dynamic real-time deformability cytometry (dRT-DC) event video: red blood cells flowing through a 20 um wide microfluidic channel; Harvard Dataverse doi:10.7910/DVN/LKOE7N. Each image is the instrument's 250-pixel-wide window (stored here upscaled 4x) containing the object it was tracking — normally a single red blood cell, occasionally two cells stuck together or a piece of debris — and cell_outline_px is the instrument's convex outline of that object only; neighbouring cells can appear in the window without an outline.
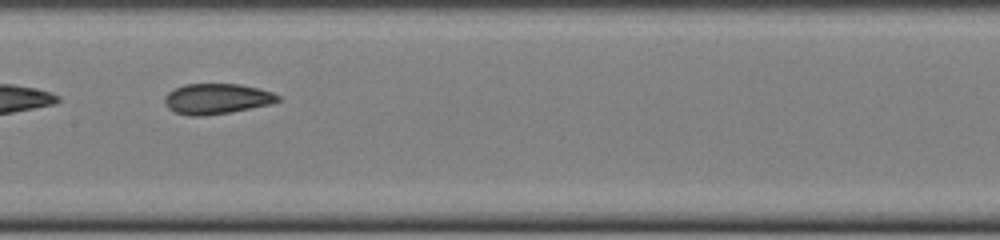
{"species": "common noctule bat (a hibernating species)", "species_latin": "Nyctalus noctula", "temperature_condition": "cold", "stored_images_in_passage": 32, "camera_frame_rate_fps": 3000, "um_per_image_px": 0.085, "animal": {"sex": "female", "body_mass_g": 22.0, "forearm_length_mm": 56.7}, "frame": {"image": 1, "passage_image": 10, "time_ms": 3.0, "image_size_px": [1000, 240], "cell_outline_px": [[280, 100], [272, 104], [232, 112], [204, 116], [188, 116], [176, 112], [168, 108], [164, 104], [164, 96], [168, 92], [184, 84], [240, 84], [260, 88], [272, 92], [280, 96]], "centroid_in_image_um": [18.43, 8.4], "position_along_channel_um": 189.0, "area_um2": 20.35}}
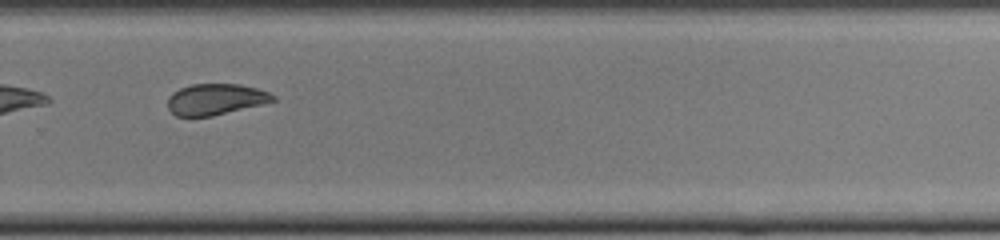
{"frame": {"image": 2, "passage_image": 19, "time_ms": 6.0, "image_size_px": [1000, 240], "cell_outline_px": [[276, 100], [264, 104], [212, 116], [176, 116], [168, 108], [168, 96], [172, 92], [180, 88], [192, 84], [240, 84], [256, 88], [268, 92], [276, 96]], "centroid_in_image_um": [18.33, 8.44], "position_along_channel_um": 311.5, "area_um2": 19.13}, "authors_computed_cell_mechanics": {"area_um2": 20.3456, "velocity_mm_per_s": 4.0938, "shape_relaxation_time_tau1_ms": 7.9364, "shape_relaxation_time_tau2_ms": 2.1823, "deformation_change_tau1": 0.1295, "deformation_change_tau2": 0.0519}}